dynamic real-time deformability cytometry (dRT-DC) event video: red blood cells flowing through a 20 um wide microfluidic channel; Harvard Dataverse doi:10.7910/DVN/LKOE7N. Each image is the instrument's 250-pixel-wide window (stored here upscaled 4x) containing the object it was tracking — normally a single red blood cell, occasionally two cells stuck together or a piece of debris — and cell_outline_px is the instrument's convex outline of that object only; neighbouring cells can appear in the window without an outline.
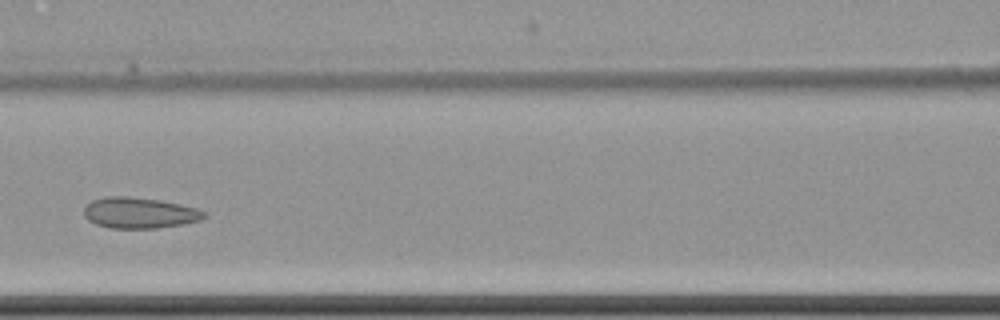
{"species": "common noctule bat (a hibernating species)", "species_latin": "Nyctalus noctula", "temperature_condition": "cold", "stored_images_in_passage": 6, "camera_frame_rate_fps": 3000, "um_per_image_px": 0.085, "animal": {"sex": "female", "body_mass_g": 22.7, "forearm_length_mm": 54.2}, "frame": {"image": 1, "passage_image": 6, "time_ms": 6.333, "image_size_px": [1000, 320], "cell_outline_px": [[208, 216], [200, 220], [180, 224], [156, 228], [108, 228], [96, 224], [88, 220], [84, 216], [84, 208], [92, 200], [104, 196], [128, 196], [160, 200], [180, 204], [196, 208], [208, 212]], "centroid_in_image_um": [11.85, 18.09], "position_along_channel_um": 154.7, "area_um2": 21.73}}